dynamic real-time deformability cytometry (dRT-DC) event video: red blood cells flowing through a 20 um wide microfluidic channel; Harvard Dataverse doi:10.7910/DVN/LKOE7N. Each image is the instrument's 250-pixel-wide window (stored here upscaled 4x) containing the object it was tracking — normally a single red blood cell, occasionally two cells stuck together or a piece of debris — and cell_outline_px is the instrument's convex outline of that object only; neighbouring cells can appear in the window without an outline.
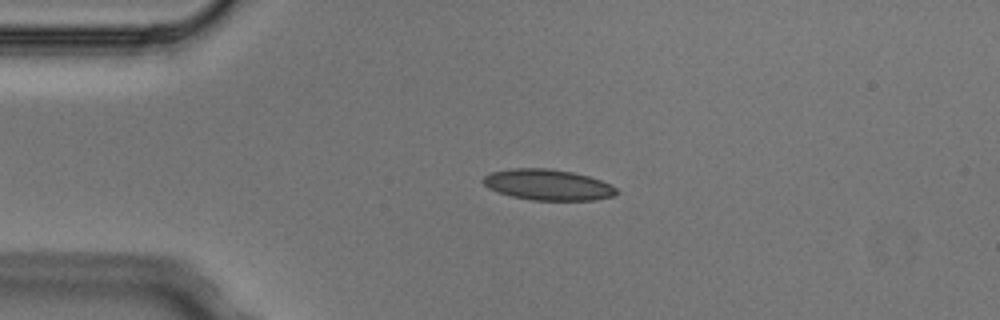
{"species": "Egyptian fruit bat (a non-hibernating species)", "species_latin": "Rousettus aegyptiacus", "temperature_condition": "cold", "stored_images_in_passage": 4, "camera_frame_rate_fps": 3000, "um_per_image_px": 0.085, "animal": {"sex": "male"}, "frame": {"image": 1, "passage_image": 2, "time_ms": 0.333, "image_size_px": [1000, 320], "cell_outline_px": [[620, 192], [612, 196], [596, 200], [532, 200], [512, 196], [488, 188], [480, 180], [484, 176], [492, 172], [512, 168], [548, 168], [572, 172], [588, 176], [612, 184]], "centroid_in_image_um": [46.58, 15.7], "position_along_channel_um": 38.4, "area_um2": 23.99}}
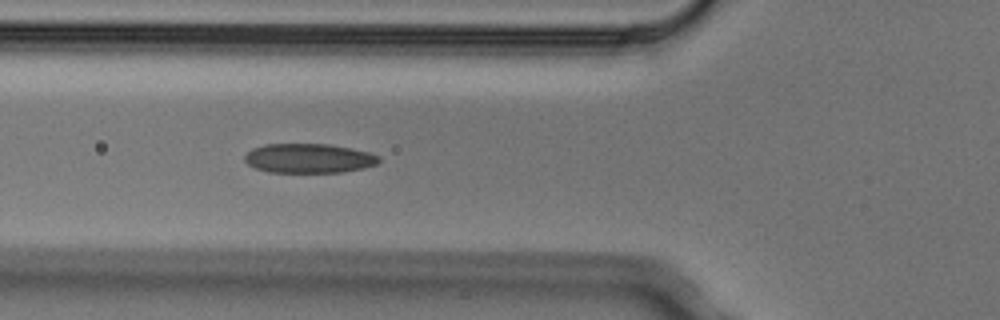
{"frame": {"image": 2, "passage_image": 4, "time_ms": 1.0, "image_size_px": [1000, 320], "cell_outline_px": [[380, 160], [376, 164], [364, 168], [340, 172], [268, 172], [256, 168], [248, 164], [244, 160], [244, 156], [252, 148], [264, 144], [328, 144], [352, 148], [368, 152], [380, 156]], "centroid_in_image_um": [26.24, 13.45], "position_along_channel_um": 99.6, "area_um2": 23.0}}